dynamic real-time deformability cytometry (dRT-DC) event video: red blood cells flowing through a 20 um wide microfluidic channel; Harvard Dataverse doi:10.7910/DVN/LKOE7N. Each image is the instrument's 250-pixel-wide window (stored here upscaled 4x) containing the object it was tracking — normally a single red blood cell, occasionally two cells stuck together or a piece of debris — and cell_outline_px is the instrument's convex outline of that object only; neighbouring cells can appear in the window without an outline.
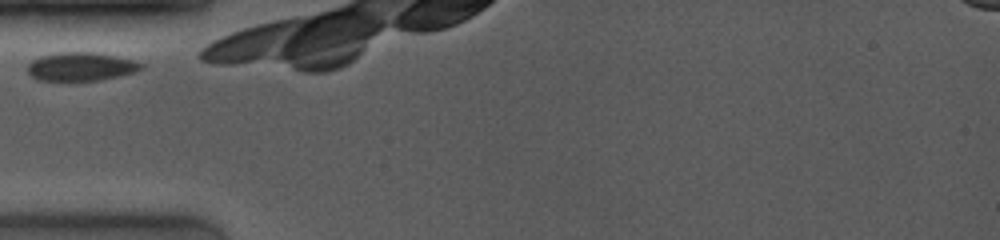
{"species": "common noctule bat (a hibernating species)", "species_latin": "Nyctalus noctula", "temperature_condition": "room temperature", "stored_images_in_passage": 26, "camera_frame_rate_fps": 4000, "um_per_image_px": 0.085, "animal": {"sex": "female", "body_mass_g": 19.0, "forearm_length_mm": 53.3}, "frame": {"image": 1, "passage_image": 1, "time_ms": 0.0, "image_size_px": [1000, 240], "cell_outline_px": [[144, 68], [120, 76], [100, 80], [68, 84], [64, 84], [36, 80], [28, 72], [28, 64], [32, 60], [40, 56], [60, 52], [92, 52], [116, 56], [132, 60], [144, 64]], "centroid_in_image_um": [6.81, 5.72], "position_along_channel_um": 78.2, "area_um2": 19.71}}